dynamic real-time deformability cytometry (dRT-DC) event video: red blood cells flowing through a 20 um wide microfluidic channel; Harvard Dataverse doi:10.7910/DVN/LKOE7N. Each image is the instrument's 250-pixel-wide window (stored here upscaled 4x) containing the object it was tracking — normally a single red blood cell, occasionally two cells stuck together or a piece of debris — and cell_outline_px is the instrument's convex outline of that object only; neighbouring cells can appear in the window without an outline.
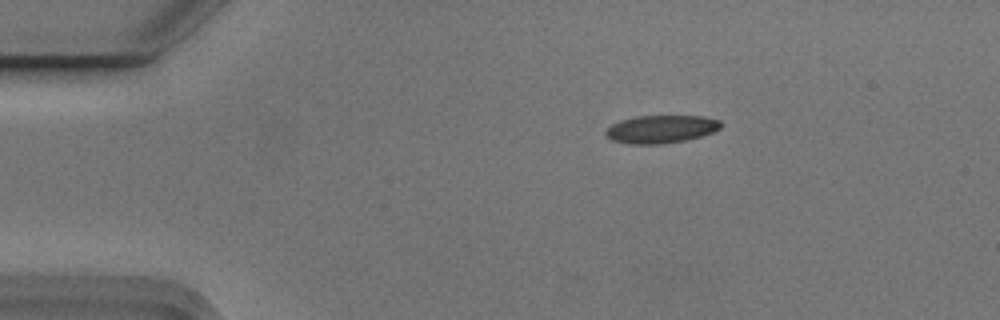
{"species": "Egyptian fruit bat (a non-hibernating species)", "species_latin": "Rousettus aegyptiacus", "temperature_condition": "cold", "stored_images_in_passage": 4, "camera_frame_rate_fps": 3000, "um_per_image_px": 0.085, "animal": {"sex": "male"}, "frame": {"image": 1, "passage_image": 1, "time_ms": 0.0, "image_size_px": [1000, 320], "cell_outline_px": [[720, 128], [712, 132], [700, 136], [684, 140], [660, 144], [628, 144], [612, 140], [604, 132], [612, 124], [620, 120], [636, 116], [700, 116], [720, 120]], "centroid_in_image_um": [56.15, 10.97], "position_along_channel_um": 28.8, "area_um2": 18.5}}
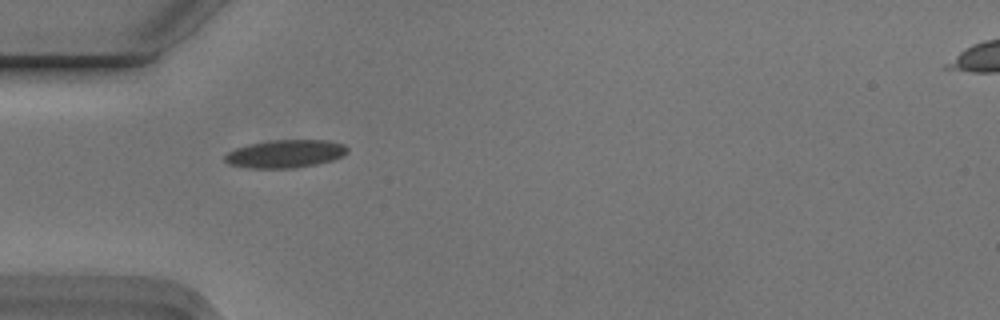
{"frame": {"image": 2, "passage_image": 3, "time_ms": 0.667, "image_size_px": [1000, 320], "cell_outline_px": [[348, 152], [344, 156], [332, 160], [316, 164], [292, 168], [252, 168], [228, 164], [224, 160], [224, 156], [228, 152], [236, 148], [248, 144], [272, 140], [328, 140], [344, 144], [348, 148]], "centroid_in_image_um": [24.27, 13.06], "position_along_channel_um": 60.7, "area_um2": 20.0}}